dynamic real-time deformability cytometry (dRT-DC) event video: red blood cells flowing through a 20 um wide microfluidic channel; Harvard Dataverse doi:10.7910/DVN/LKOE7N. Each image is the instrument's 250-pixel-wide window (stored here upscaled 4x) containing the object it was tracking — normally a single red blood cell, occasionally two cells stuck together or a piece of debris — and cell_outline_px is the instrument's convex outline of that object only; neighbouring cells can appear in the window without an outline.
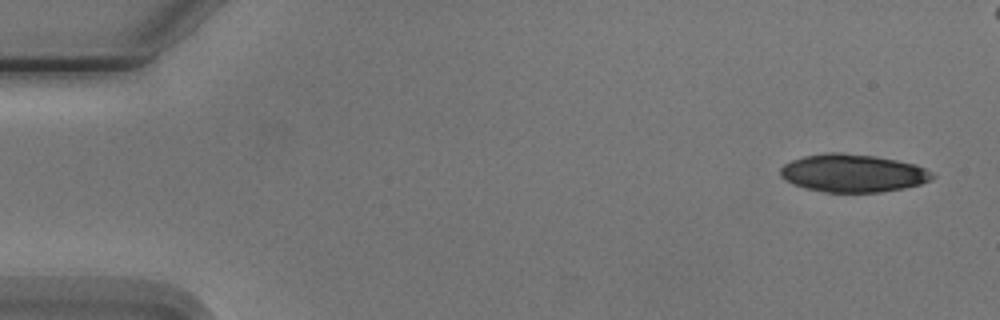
{"species": "Egyptian fruit bat (a non-hibernating species)", "species_latin": "Rousettus aegyptiacus", "temperature_condition": "cold", "stored_images_in_passage": 6, "camera_frame_rate_fps": 3000, "um_per_image_px": 0.085, "animal": {"sex": "male"}, "frame": {"image": 1, "passage_image": 1, "time_ms": 0.0, "image_size_px": [1000, 320], "cell_outline_px": [[936, 176], [920, 184], [904, 188], [880, 192], [824, 192], [804, 188], [792, 184], [780, 176], [780, 168], [784, 164], [792, 160], [804, 156], [824, 152], [844, 152], [876, 156], [916, 164], [932, 172]], "centroid_in_image_um": [72.47, 14.71], "position_along_channel_um": 12.5, "area_um2": 33.76}}